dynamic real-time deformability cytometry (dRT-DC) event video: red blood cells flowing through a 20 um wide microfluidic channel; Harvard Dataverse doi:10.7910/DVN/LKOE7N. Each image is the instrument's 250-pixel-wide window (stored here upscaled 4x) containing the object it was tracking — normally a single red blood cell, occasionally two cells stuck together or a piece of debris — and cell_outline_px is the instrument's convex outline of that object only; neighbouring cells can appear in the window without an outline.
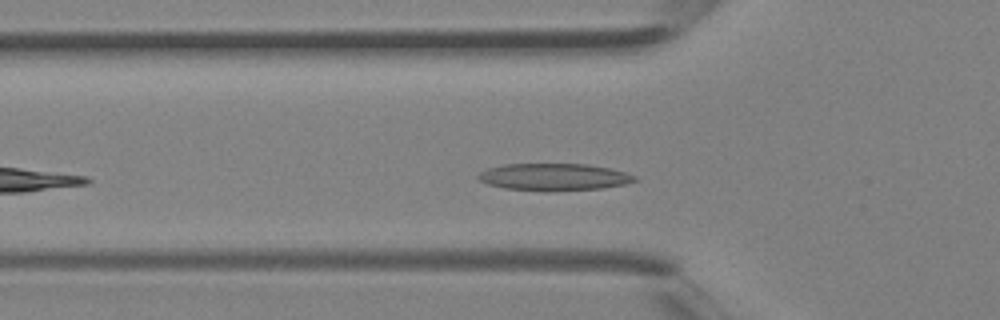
{"species": "Egyptian fruit bat (a non-hibernating species)", "species_latin": "Rousettus aegyptiacus", "temperature_condition": "room temperature", "stored_images_in_passage": 31, "camera_frame_rate_fps": 3000, "um_per_image_px": 0.085, "animal": {"sex": "female"}, "frame": {"image": 1, "passage_image": 6, "time_ms": 1.667, "image_size_px": [1000, 320], "cell_outline_px": [[636, 180], [624, 184], [604, 188], [548, 192], [504, 188], [488, 184], [480, 180], [476, 176], [480, 172], [488, 168], [504, 164], [588, 164], [612, 168], [636, 176]], "centroid_in_image_um": [47.08, 15.05], "position_along_channel_um": 78.7, "area_um2": 24.91}}
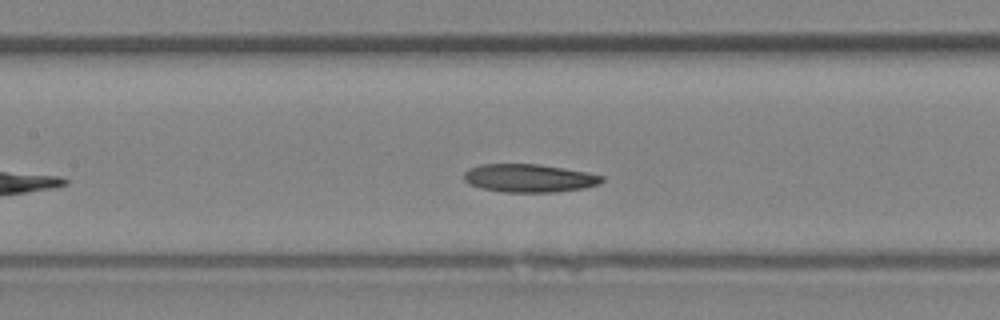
{"frame": {"image": 2, "passage_image": 11, "time_ms": 3.333, "image_size_px": [1000, 320], "cell_outline_px": [[604, 180], [600, 184], [584, 188], [556, 192], [500, 192], [480, 188], [468, 184], [464, 180], [464, 172], [468, 168], [480, 164], [540, 164], [588, 172], [604, 176]], "centroid_in_image_um": [44.97, 15.14], "position_along_channel_um": 162.4, "area_um2": 22.95}}
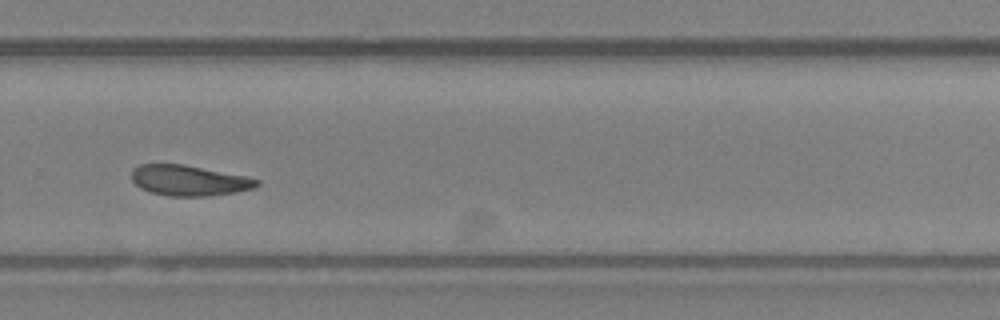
{"frame": {"image": 3, "passage_image": 20, "time_ms": 6.333, "image_size_px": [1000, 320], "cell_outline_px": [[260, 184], [252, 188], [236, 192], [208, 196], [168, 196], [152, 192], [140, 188], [132, 180], [132, 168], [140, 164], [184, 164], [244, 176], [260, 180]], "centroid_in_image_um": [16.04, 15.34], "position_along_channel_um": 313.8, "area_um2": 22.14}}